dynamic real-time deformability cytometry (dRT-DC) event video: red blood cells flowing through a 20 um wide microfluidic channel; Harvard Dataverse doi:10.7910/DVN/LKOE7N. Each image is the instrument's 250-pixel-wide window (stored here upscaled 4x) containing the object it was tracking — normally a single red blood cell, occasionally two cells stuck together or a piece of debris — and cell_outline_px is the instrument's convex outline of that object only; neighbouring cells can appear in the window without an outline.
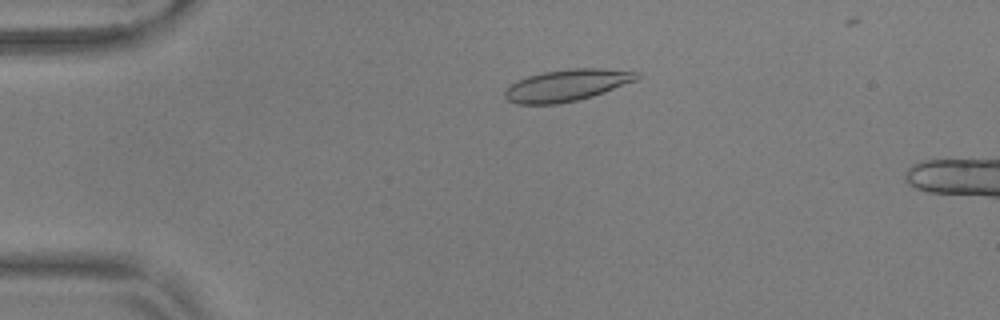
{"species": "common noctule bat (a hibernating species)", "species_latin": "Nyctalus noctula", "temperature_condition": "warm", "stored_images_in_passage": 52, "camera_frame_rate_fps": 3000, "um_per_image_px": 0.085, "animal": {"sex": "male", "body_mass_g": 17.9, "forearm_length_mm": 54.2}, "frame": {"image": 1, "passage_image": 9, "time_ms": 2.667, "image_size_px": [1000, 320], "cell_outline_px": [[640, 76], [636, 80], [604, 92], [592, 96], [560, 104], [516, 104], [508, 100], [504, 96], [504, 92], [516, 80], [528, 76], [544, 72], [572, 68], [600, 68], [640, 72]], "centroid_in_image_um": [48.18, 7.25], "position_along_channel_um": 36.8, "area_um2": 24.28}}
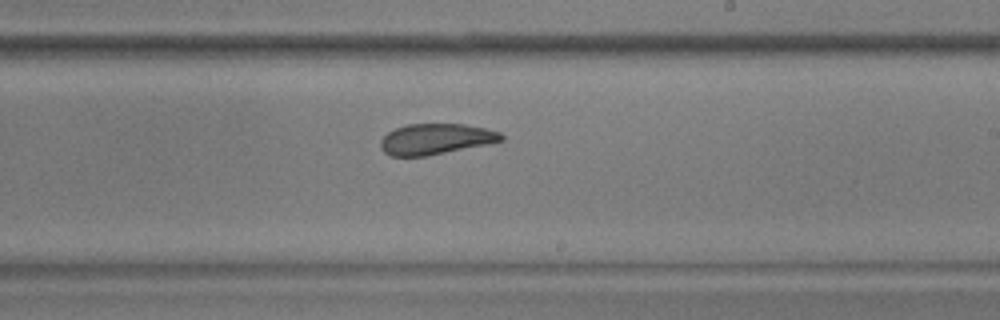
{"frame": {"image": 2, "passage_image": 30, "time_ms": 9.667, "image_size_px": [1000, 320], "cell_outline_px": [[504, 140], [424, 156], [392, 156], [384, 152], [380, 148], [380, 140], [388, 132], [396, 128], [408, 124], [464, 124], [484, 128], [500, 132], [504, 136]], "centroid_in_image_um": [36.99, 11.81], "position_along_channel_um": 252.0, "area_um2": 21.27}}
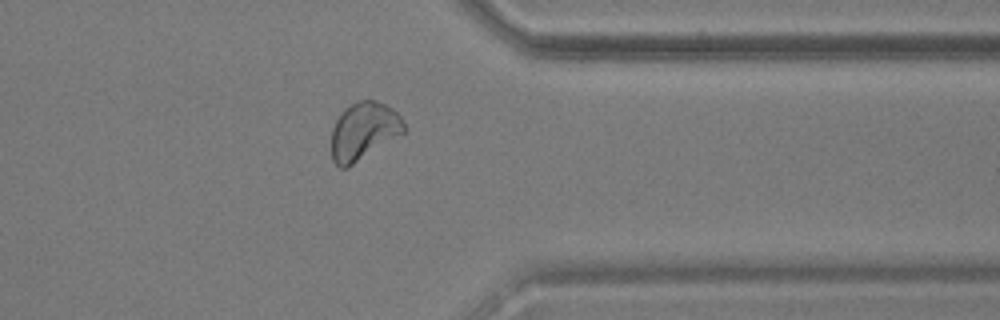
{"frame": {"image": 3, "passage_image": 41, "time_ms": 13.333, "image_size_px": [1000, 320], "cell_outline_px": [[404, 132], [348, 168], [340, 168], [332, 160], [332, 128], [340, 112], [348, 104], [356, 100], [376, 100], [392, 108], [400, 116], [404, 124]], "centroid_in_image_um": [30.88, 11.13], "position_along_channel_um": 380.5, "area_um2": 24.39}, "authors_computed_cell_mechanics": {"area_um2": 23.4957, "velocity_mm_per_s": 3.6675, "shape_relaxation_time_tau1_ms": 10.7448, "shape_relaxation_time_tau2_ms": 1.3748, "deformation_change_tau1": 0.2262, "deformation_change_tau2": 0.0724}}